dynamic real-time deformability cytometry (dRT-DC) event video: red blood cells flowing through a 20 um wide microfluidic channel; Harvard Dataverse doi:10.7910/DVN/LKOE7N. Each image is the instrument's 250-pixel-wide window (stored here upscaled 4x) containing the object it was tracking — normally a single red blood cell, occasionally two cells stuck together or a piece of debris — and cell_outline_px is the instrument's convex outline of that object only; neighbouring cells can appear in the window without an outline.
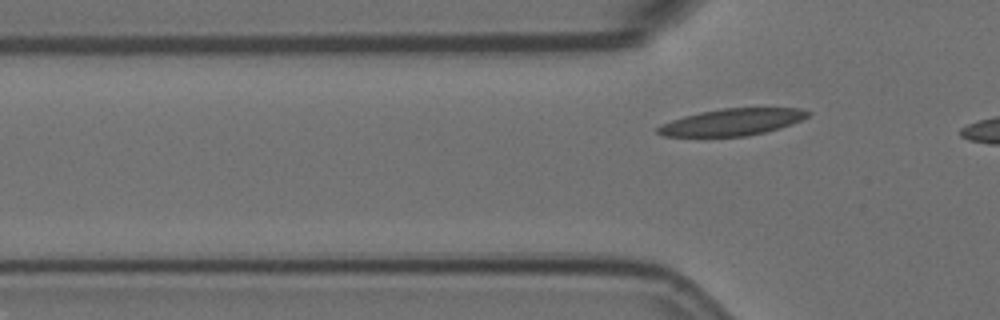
{"species": "Egyptian fruit bat (a non-hibernating species)", "species_latin": "Rousettus aegyptiacus", "temperature_condition": "room temperature", "stored_images_in_passage": 8, "segment_of_instrument_passage": [2, 2], "camera_frame_rate_fps": 3000, "um_per_image_px": 0.085, "animal": {"sex": "female"}, "frame": {"image": 1, "passage_image": 8, "time_ms": 2.333, "image_size_px": [1000, 320], "cell_outline_px": [[812, 112], [808, 116], [792, 124], [780, 128], [748, 136], [664, 136], [656, 132], [656, 128], [660, 124], [684, 116], [700, 112], [724, 108], [800, 108]], "centroid_in_image_um": [62.23, 10.37], "position_along_channel_um": 63.6, "area_um2": 23.35}}